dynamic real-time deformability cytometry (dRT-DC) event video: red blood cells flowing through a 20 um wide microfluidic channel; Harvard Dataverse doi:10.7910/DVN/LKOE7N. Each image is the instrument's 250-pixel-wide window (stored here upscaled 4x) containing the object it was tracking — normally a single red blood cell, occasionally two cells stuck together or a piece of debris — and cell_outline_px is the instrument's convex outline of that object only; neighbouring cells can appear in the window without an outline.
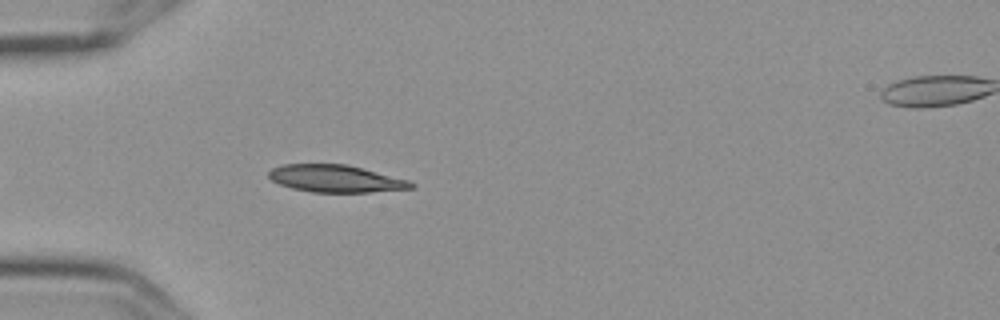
{"species": "Egyptian fruit bat (a non-hibernating species)", "species_latin": "Rousettus aegyptiacus", "temperature_condition": "cold", "stored_images_in_passage": 5, "camera_frame_rate_fps": 3000, "um_per_image_px": 0.085, "frame": {"image": 1, "passage_image": 4, "time_ms": 1.0, "image_size_px": [1000, 320], "cell_outline_px": [[416, 188], [368, 192], [312, 192], [292, 188], [280, 184], [272, 180], [268, 176], [268, 172], [272, 168], [284, 164], [348, 164], [408, 180], [416, 184]], "centroid_in_image_um": [28.55, 15.18], "position_along_channel_um": 56.5, "area_um2": 22.6}}